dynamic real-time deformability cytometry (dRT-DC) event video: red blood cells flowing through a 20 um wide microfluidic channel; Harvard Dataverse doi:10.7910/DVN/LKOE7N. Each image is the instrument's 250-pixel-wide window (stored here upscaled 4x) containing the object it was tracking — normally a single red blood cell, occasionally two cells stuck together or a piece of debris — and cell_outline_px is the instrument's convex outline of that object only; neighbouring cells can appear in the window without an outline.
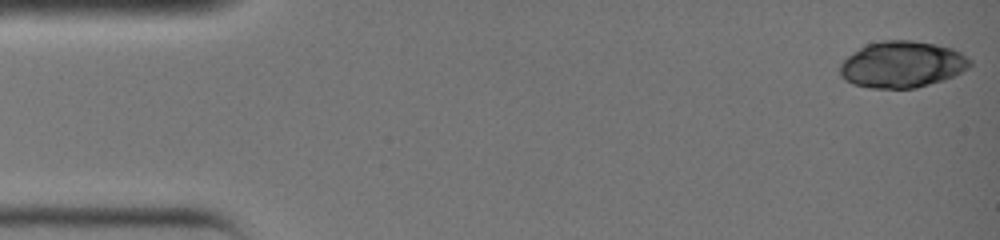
{"species": "common noctule bat (a hibernating species)", "species_latin": "Nyctalus noctula", "temperature_condition": "warm", "stored_images_in_passage": 16, "camera_frame_rate_fps": 3000, "um_per_image_px": 0.085, "animal": {"sex": "female", "body_mass_g": 19.0, "forearm_length_mm": 51.5}, "frame": {"image": 1, "passage_image": 1, "time_ms": 0.0, "image_size_px": [1000, 240], "cell_outline_px": [[972, 64], [968, 68], [944, 80], [916, 88], [868, 88], [852, 84], [844, 80], [840, 76], [840, 64], [852, 52], [868, 44], [880, 40], [912, 40], [936, 44], [952, 48], [960, 52], [972, 60]], "centroid_in_image_um": [76.67, 5.48], "position_along_channel_um": 8.3, "area_um2": 35.37}}
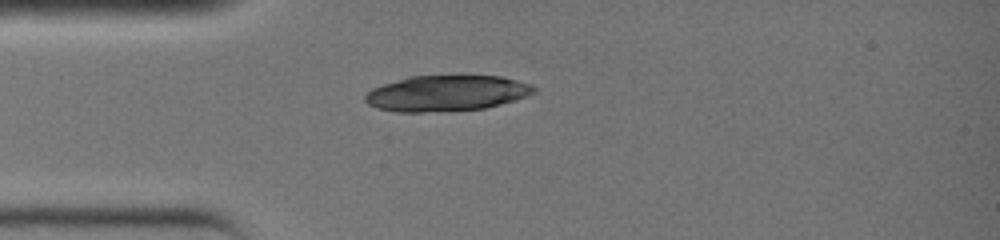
{"frame": {"image": 2, "passage_image": 10, "time_ms": 3.0, "image_size_px": [1000, 240], "cell_outline_px": [[536, 92], [528, 96], [484, 108], [420, 112], [396, 112], [380, 108], [368, 104], [364, 100], [364, 96], [372, 88], [408, 76], [460, 72], [464, 72], [500, 76], [532, 84], [536, 88]], "centroid_in_image_um": [37.99, 7.86], "position_along_channel_um": 47.0, "area_um2": 36.24}}